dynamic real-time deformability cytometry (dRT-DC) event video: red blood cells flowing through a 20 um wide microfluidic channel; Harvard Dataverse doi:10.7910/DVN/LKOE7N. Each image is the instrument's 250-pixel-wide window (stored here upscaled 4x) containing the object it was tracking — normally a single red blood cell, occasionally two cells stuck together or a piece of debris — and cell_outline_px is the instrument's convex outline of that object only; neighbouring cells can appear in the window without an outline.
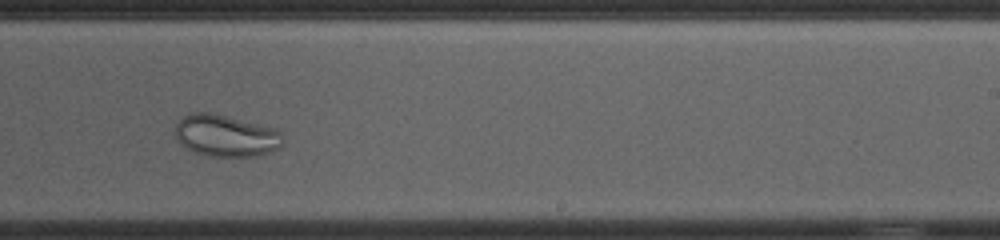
{"species": "common noctule bat (a hibernating species)", "species_latin": "Nyctalus noctula", "temperature_condition": "cold", "stored_images_in_passage": 34, "camera_frame_rate_fps": 3000, "um_per_image_px": 0.085, "animal": {"sex": "female", "body_mass_g": 23.0, "forearm_length_mm": 53.4}, "frame": {"image": 1, "passage_image": 20, "time_ms": 6.333, "image_size_px": [1000, 240], "cell_outline_px": [[284, 144], [280, 148], [272, 152], [256, 156], [208, 156], [184, 148], [176, 140], [176, 124], [184, 116], [192, 112], [212, 112], [272, 128], [280, 132], [284, 140]], "centroid_in_image_um": [19.19, 11.55], "position_along_channel_um": 269.8, "area_um2": 26.3}}